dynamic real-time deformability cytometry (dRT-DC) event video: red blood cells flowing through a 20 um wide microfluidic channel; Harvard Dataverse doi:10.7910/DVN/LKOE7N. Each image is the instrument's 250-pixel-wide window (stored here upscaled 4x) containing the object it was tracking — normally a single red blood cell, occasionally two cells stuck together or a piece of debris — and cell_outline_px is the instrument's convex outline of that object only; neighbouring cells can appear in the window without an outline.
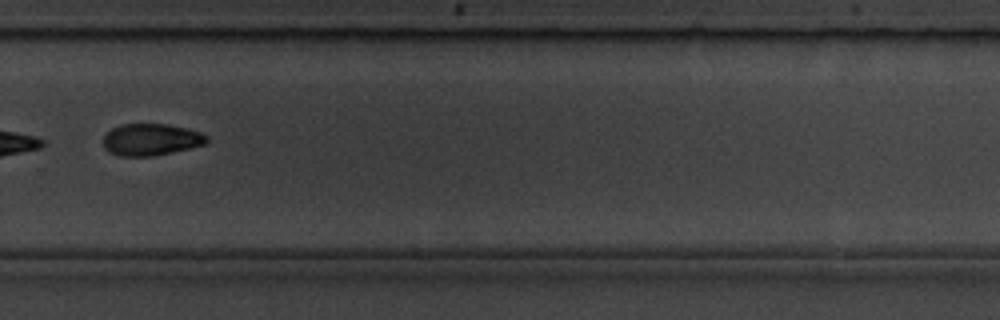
{"species": "common noctule bat (a hibernating species)", "species_latin": "Nyctalus noctula", "temperature_condition": "room temperature", "stored_images_in_passage": 11, "camera_frame_rate_fps": 3000, "um_per_image_px": 0.085, "animal": {"sex": "male", "body_mass_g": 19.5, "forearm_length_mm": 54.6}, "frame": {"image": 1, "passage_image": 8, "time_ms": 8.333, "image_size_px": [1000, 320], "cell_outline_px": [[208, 140], [204, 144], [188, 148], [152, 156], [120, 156], [108, 152], [104, 148], [104, 136], [112, 128], [120, 124], [168, 124], [188, 128], [200, 132], [208, 136]], "centroid_in_image_um": [12.82, 11.85], "position_along_channel_um": 317.0, "area_um2": 19.13}}